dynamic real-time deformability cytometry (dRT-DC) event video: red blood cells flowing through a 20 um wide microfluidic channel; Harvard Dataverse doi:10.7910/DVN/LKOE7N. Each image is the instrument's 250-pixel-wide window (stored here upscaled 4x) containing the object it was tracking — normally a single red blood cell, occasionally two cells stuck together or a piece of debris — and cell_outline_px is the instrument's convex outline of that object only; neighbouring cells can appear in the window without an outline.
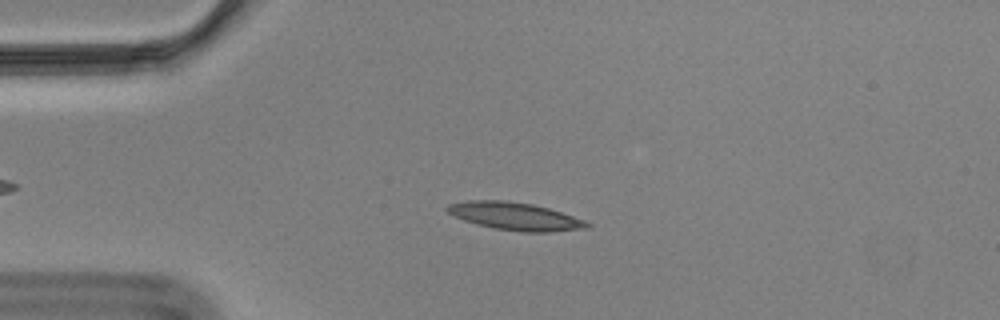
{"species": "Egyptian fruit bat (a non-hibernating species)", "species_latin": "Rousettus aegyptiacus", "temperature_condition": "cold", "stored_images_in_passage": 55, "camera_frame_rate_fps": 3000, "um_per_image_px": 0.085, "animal": {"sex": "male"}, "frame": {"image": 1, "passage_image": 12, "time_ms": 3.667, "image_size_px": [1000, 320], "cell_outline_px": [[592, 228], [548, 232], [524, 232], [496, 228], [476, 224], [464, 220], [448, 212], [444, 208], [448, 204], [468, 200], [504, 200], [532, 204], [548, 208], [584, 220], [592, 224]], "centroid_in_image_um": [43.8, 18.38], "position_along_channel_um": 41.2, "area_um2": 22.48}}
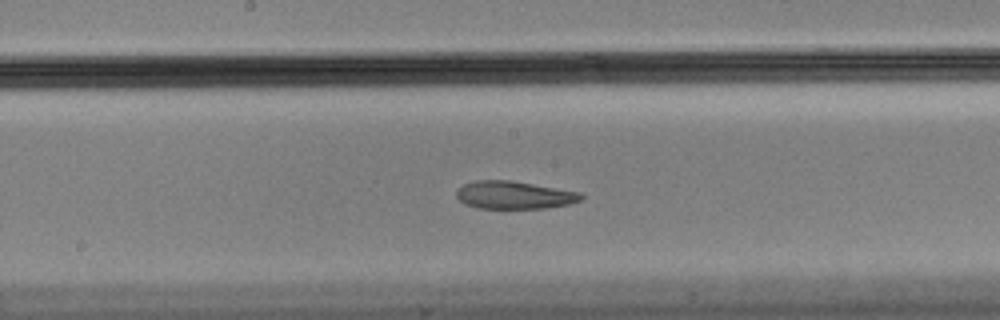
{"frame": {"image": 2, "passage_image": 28, "time_ms": 9.0, "image_size_px": [1000, 320], "cell_outline_px": [[584, 196], [580, 200], [568, 204], [544, 208], [476, 208], [464, 204], [456, 196], [456, 192], [464, 184], [476, 180], [508, 180], [580, 192]], "centroid_in_image_um": [43.67, 16.58], "position_along_channel_um": 204.5, "area_um2": 19.94}}
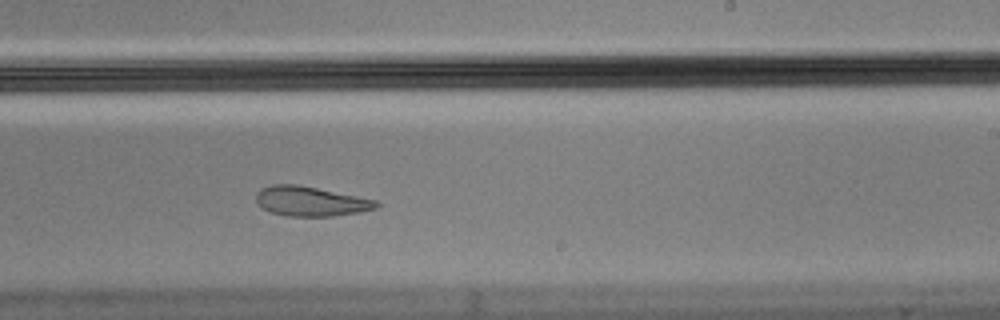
{"frame": {"image": 3, "passage_image": 33, "time_ms": 10.667, "image_size_px": [1000, 320], "cell_outline_px": [[380, 204], [376, 208], [360, 212], [332, 216], [288, 216], [272, 212], [264, 208], [256, 200], [256, 192], [260, 188], [272, 184], [296, 184], [376, 200]], "centroid_in_image_um": [26.39, 17.1], "position_along_channel_um": 262.6, "area_um2": 20.52}, "authors_computed_cell_mechanics": {"area_um2": 21.386, "velocity_mm_per_s": 3.4976, "shape_relaxation_time_tau1_ms": null, "shape_relaxation_time_tau2_ms": 2.8163, "deformation_change_tau1": null, "deformation_change_tau2": 0.0919}}